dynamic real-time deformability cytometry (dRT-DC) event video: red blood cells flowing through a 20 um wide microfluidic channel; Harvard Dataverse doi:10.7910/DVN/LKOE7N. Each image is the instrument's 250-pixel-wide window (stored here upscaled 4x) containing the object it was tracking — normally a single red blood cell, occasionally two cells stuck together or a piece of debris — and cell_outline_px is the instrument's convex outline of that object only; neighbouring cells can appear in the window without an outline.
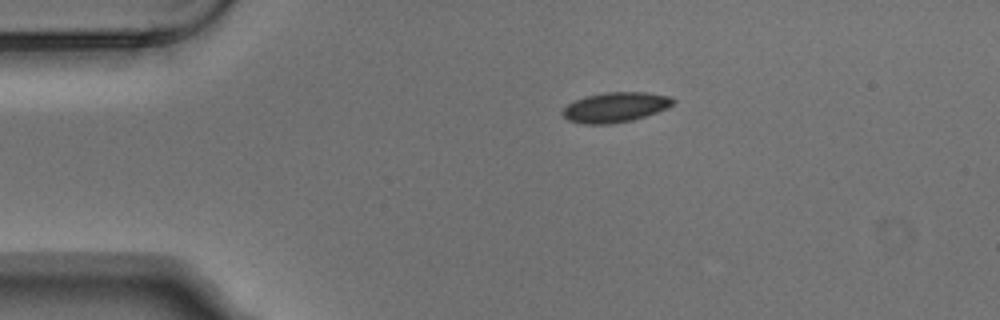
{"species": "Egyptian fruit bat (a non-hibernating species)", "species_latin": "Rousettus aegyptiacus", "temperature_condition": "warm", "stored_images_in_passage": 3, "camera_frame_rate_fps": 3000, "um_per_image_px": 0.085, "animal": {"sex": "male"}, "frame": {"image": 1, "passage_image": 1, "time_ms": 0.0, "image_size_px": [1000, 320], "cell_outline_px": [[676, 100], [672, 104], [656, 112], [632, 120], [608, 124], [580, 124], [568, 120], [560, 112], [568, 104], [584, 96], [604, 92], [644, 92], [672, 96]], "centroid_in_image_um": [52.27, 9.11], "position_along_channel_um": 32.7, "area_um2": 19.25}}
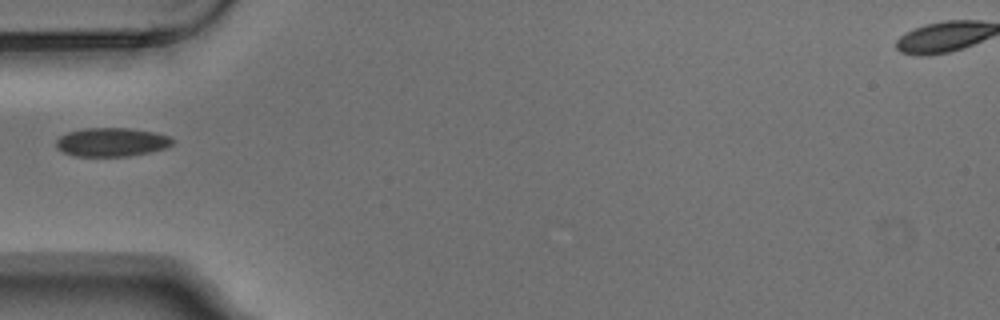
{"frame": {"image": 2, "passage_image": 3, "time_ms": 0.667, "image_size_px": [1000, 320], "cell_outline_px": [[176, 140], [172, 144], [164, 148], [148, 152], [128, 156], [76, 156], [64, 152], [56, 148], [56, 140], [60, 136], [68, 132], [84, 128], [128, 128], [152, 132], [168, 136]], "centroid_in_image_um": [9.46, 12.08], "position_along_channel_um": 75.5, "area_um2": 19.31}}